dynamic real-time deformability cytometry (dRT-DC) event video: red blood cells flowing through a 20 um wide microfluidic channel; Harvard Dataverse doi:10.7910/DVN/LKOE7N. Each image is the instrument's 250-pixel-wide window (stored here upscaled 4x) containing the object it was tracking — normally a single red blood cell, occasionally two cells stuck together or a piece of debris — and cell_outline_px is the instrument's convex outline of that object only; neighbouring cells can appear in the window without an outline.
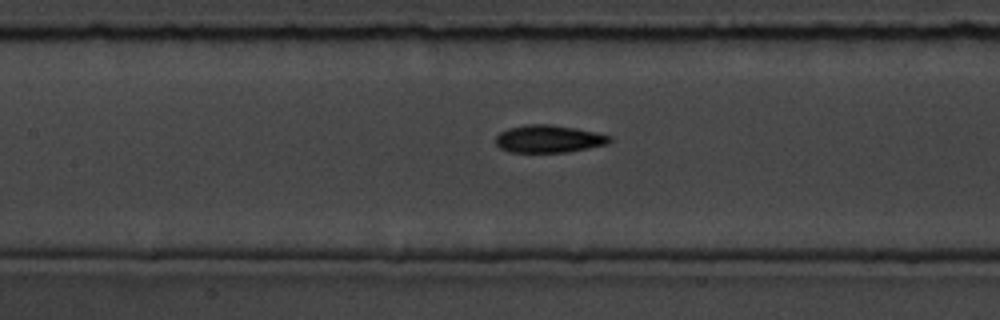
{"species": "common noctule bat (a hibernating species)", "species_latin": "Nyctalus noctula", "temperature_condition": "room temperature", "stored_images_in_passage": 9, "camera_frame_rate_fps": 3000, "um_per_image_px": 0.085, "animal": {"sex": "male", "body_mass_g": 19.5, "forearm_length_mm": 54.6}, "frame": {"image": 1, "passage_image": 9, "time_ms": 10.0, "image_size_px": [1000, 320], "cell_outline_px": [[612, 140], [608, 144], [588, 148], [564, 152], [508, 152], [500, 148], [496, 144], [496, 136], [500, 132], [508, 128], [528, 124], [548, 124], [576, 128], [596, 132], [612, 136]], "centroid_in_image_um": [46.65, 11.8], "position_along_channel_um": 160.8, "area_um2": 18.32}}